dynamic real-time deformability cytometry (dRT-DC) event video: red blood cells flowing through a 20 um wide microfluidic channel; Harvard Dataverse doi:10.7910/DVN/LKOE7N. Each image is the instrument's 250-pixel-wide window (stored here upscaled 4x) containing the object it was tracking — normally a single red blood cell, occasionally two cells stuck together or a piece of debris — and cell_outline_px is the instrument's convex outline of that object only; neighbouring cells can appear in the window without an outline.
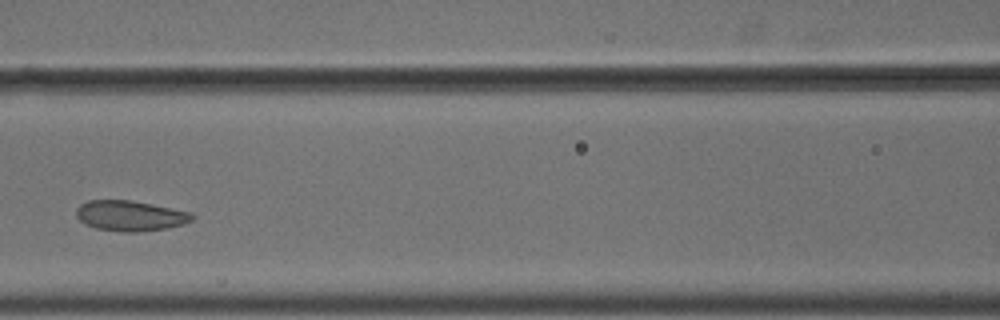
{"species": "common noctule bat (a hibernating species)", "species_latin": "Nyctalus noctula", "temperature_condition": "cold", "stored_images_in_passage": 5, "camera_frame_rate_fps": 3000, "um_per_image_px": 0.085, "animal": {"sex": "male", "body_mass_g": 18.8}, "frame": {"image": 1, "passage_image": 5, "time_ms": 1.333, "image_size_px": [1000, 320], "cell_outline_px": [[196, 216], [192, 220], [184, 224], [168, 228], [136, 232], [120, 232], [96, 228], [84, 224], [76, 216], [76, 208], [80, 204], [88, 200], [132, 200], [192, 212]], "centroid_in_image_um": [11.08, 18.34], "position_along_channel_um": 155.5, "area_um2": 20.75}}